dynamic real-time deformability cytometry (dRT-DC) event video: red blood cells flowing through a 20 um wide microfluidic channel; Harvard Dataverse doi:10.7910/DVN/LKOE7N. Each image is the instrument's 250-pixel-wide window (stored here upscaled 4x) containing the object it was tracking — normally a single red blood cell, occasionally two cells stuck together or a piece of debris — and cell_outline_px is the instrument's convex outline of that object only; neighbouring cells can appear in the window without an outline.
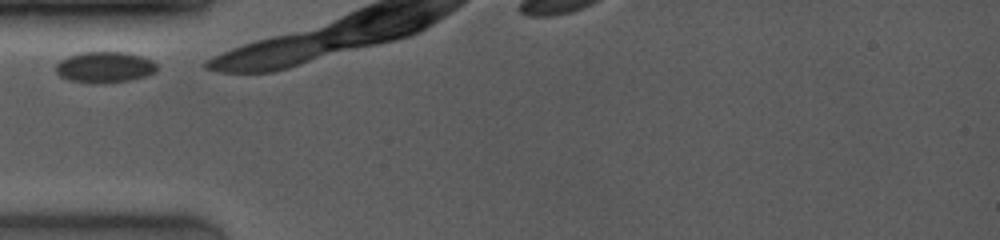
{"species": "common noctule bat (a hibernating species)", "species_latin": "Nyctalus noctula", "temperature_condition": "room temperature", "stored_images_in_passage": 19, "camera_frame_rate_fps": 4000, "um_per_image_px": 0.085, "animal": {"sex": "female", "body_mass_g": 19.0, "forearm_length_mm": 53.3}, "frame": {"image": 1, "passage_image": 1, "time_ms": 0.0, "image_size_px": [1000, 240], "cell_outline_px": [[160, 68], [156, 72], [144, 76], [128, 80], [68, 80], [60, 76], [56, 72], [56, 64], [60, 60], [68, 56], [80, 52], [124, 52], [140, 56], [152, 60]], "centroid_in_image_um": [8.92, 5.65], "position_along_channel_um": 76.1, "area_um2": 17.46}}